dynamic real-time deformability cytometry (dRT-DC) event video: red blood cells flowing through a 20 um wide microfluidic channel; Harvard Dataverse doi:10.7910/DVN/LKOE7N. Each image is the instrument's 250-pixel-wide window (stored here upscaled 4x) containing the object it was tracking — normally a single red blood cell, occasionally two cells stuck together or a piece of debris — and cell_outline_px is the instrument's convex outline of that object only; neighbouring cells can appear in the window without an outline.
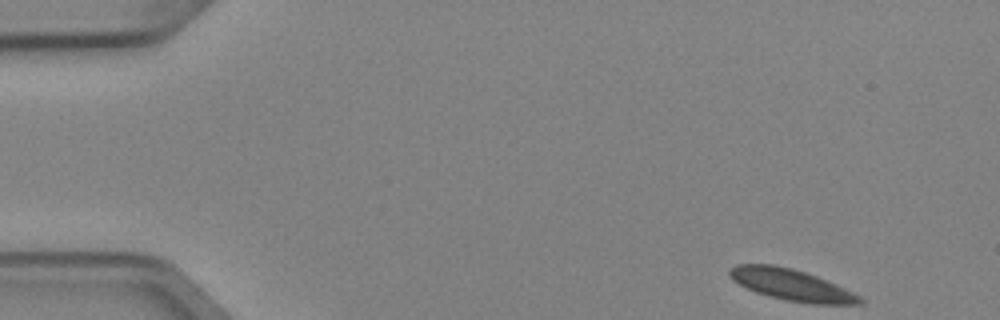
{"species": "Egyptian fruit bat (a non-hibernating species)", "species_latin": "Rousettus aegyptiacus", "temperature_condition": "cold", "stored_images_in_passage": 4, "camera_frame_rate_fps": 3000, "um_per_image_px": 0.085, "animal": {"sex": "female"}, "frame": {"image": 1, "passage_image": 1, "time_ms": 0.0, "image_size_px": [1000, 320], "cell_outline_px": [[864, 304], [808, 304], [768, 296], [756, 292], [732, 280], [728, 276], [728, 268], [736, 264], [772, 264], [792, 268], [816, 276], [836, 284], [860, 296], [864, 300]], "centroid_in_image_um": [67.25, 24.21], "position_along_channel_um": 17.8, "area_um2": 23.81}}
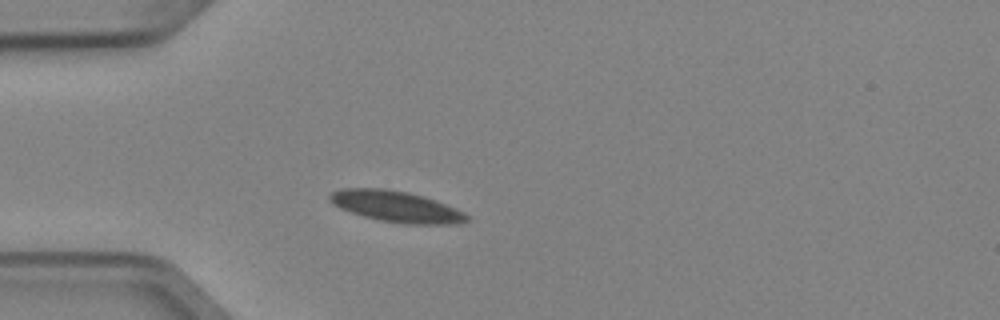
{"frame": {"image": 2, "passage_image": 4, "time_ms": 1.0, "image_size_px": [1000, 320], "cell_outline_px": [[468, 220], [460, 224], [404, 224], [380, 220], [364, 216], [340, 208], [332, 204], [328, 200], [328, 196], [332, 192], [340, 188], [384, 188], [408, 192], [424, 196], [436, 200], [464, 212], [468, 216]], "centroid_in_image_um": [33.67, 17.55], "position_along_channel_um": 51.3, "area_um2": 24.91}}